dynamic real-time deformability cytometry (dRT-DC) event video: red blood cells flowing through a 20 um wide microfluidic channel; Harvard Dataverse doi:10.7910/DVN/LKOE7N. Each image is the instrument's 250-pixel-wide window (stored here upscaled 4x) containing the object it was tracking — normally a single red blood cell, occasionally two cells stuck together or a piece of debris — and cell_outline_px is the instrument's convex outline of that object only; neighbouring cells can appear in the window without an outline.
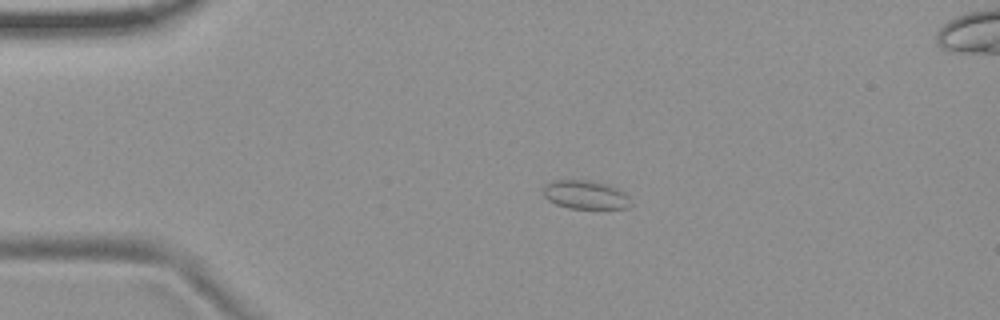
{"species": "common noctule bat (a hibernating species)", "species_latin": "Nyctalus noctula", "temperature_condition": "room temperature", "stored_images_in_passage": 56, "camera_frame_rate_fps": 3000, "um_per_image_px": 0.085, "animal": {"sex": "female", "body_mass_g": 19.9}, "frame": {"image": 1, "passage_image": 12, "time_ms": 3.667, "image_size_px": [1000, 320], "cell_outline_px": [[632, 204], [628, 208], [568, 208], [556, 204], [548, 200], [544, 196], [544, 184], [552, 180], [588, 180], [608, 184], [624, 192], [632, 200]], "centroid_in_image_um": [49.77, 16.55], "position_along_channel_um": 35.2, "area_um2": 14.68}}
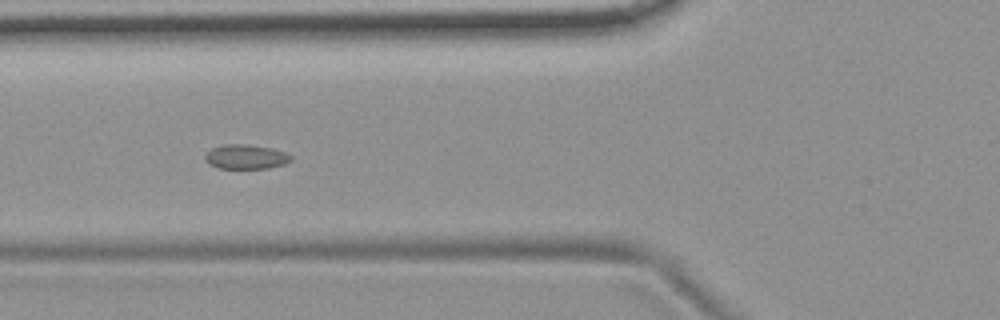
{"frame": {"image": 2, "passage_image": 21, "time_ms": 6.667, "image_size_px": [1000, 320], "cell_outline_px": [[292, 160], [284, 164], [268, 168], [216, 168], [208, 164], [204, 160], [204, 156], [212, 148], [224, 144], [248, 144], [272, 148], [284, 152], [292, 156]], "centroid_in_image_um": [20.87, 13.32], "position_along_channel_um": 104.9, "area_um2": 12.31}}
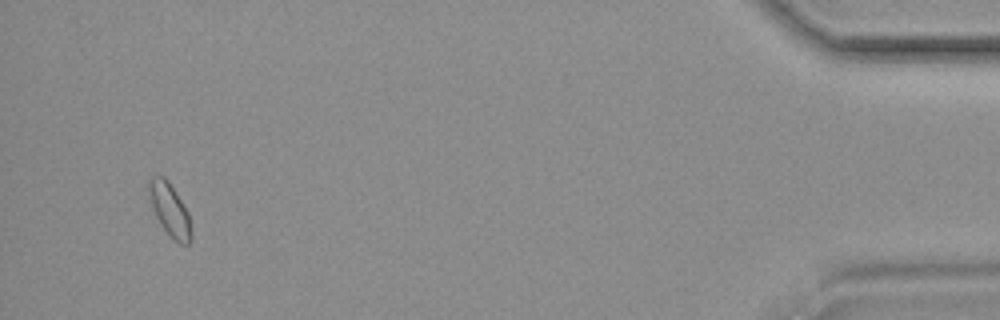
{"frame": {"image": 3, "passage_image": 53, "time_ms": 17.333, "image_size_px": [1000, 320], "cell_outline_px": [[192, 240], [188, 244], [180, 244], [168, 236], [160, 224], [152, 208], [148, 196], [148, 180], [152, 176], [164, 176], [168, 180], [176, 192], [188, 212], [192, 232]], "centroid_in_image_um": [14.42, 17.84], "position_along_channel_um": 420.8, "area_um2": 13.29}}